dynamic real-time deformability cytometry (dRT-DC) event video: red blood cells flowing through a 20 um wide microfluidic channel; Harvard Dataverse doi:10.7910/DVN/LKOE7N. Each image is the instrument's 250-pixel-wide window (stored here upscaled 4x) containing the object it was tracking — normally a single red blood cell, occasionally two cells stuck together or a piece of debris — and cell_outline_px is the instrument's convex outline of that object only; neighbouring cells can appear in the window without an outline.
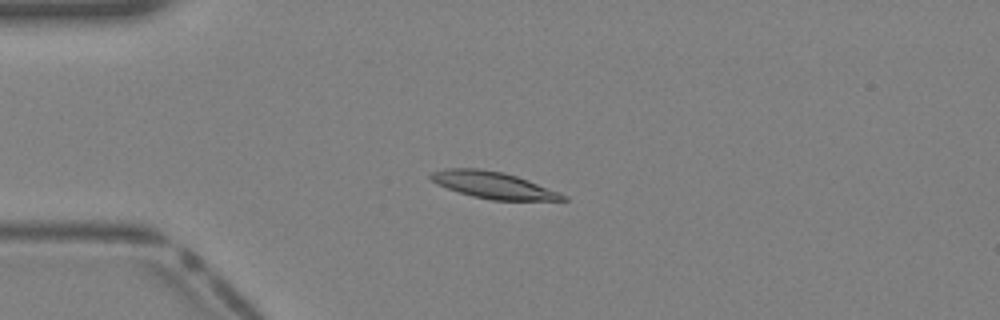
{"species": "Egyptian fruit bat (a non-hibernating species)", "species_latin": "Rousettus aegyptiacus", "temperature_condition": "warm", "stored_images_in_passage": 41, "camera_frame_rate_fps": 3000, "um_per_image_px": 0.085, "animal": {"sex": "female"}, "frame": {"image": 1, "passage_image": 11, "time_ms": 3.333, "image_size_px": [1000, 320], "cell_outline_px": [[568, 200], [492, 200], [472, 196], [436, 184], [428, 176], [432, 172], [444, 168], [480, 168], [504, 172], [528, 180], [560, 192], [568, 196]], "centroid_in_image_um": [41.93, 15.72], "position_along_channel_um": 43.1, "area_um2": 20.58}}
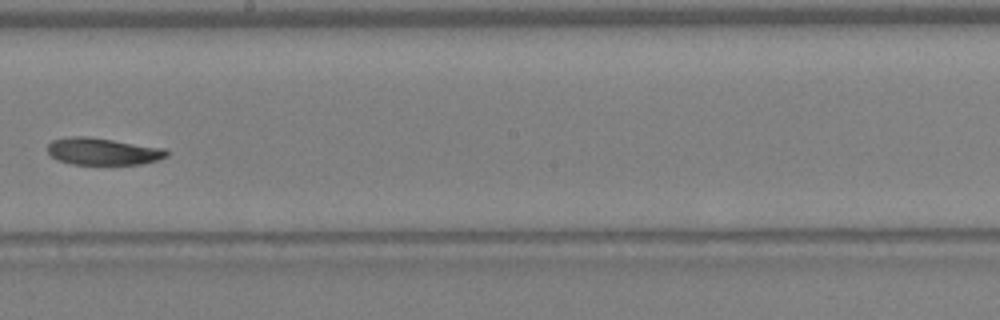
{"frame": {"image": 2, "passage_image": 24, "time_ms": 7.667, "image_size_px": [1000, 320], "cell_outline_px": [[168, 156], [156, 160], [140, 164], [72, 164], [56, 160], [48, 152], [48, 144], [52, 140], [68, 136], [88, 136], [164, 148], [168, 152]], "centroid_in_image_um": [8.71, 12.86], "position_along_channel_um": 239.5, "area_um2": 18.73}}
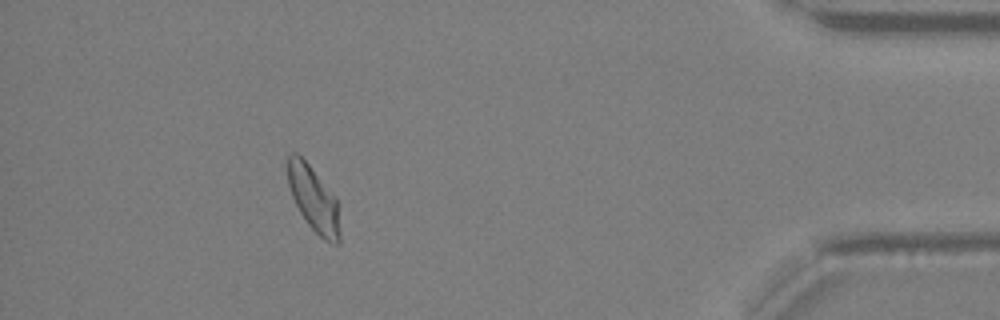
{"frame": {"image": 3, "passage_image": 37, "time_ms": 12.0, "image_size_px": [1000, 320], "cell_outline_px": [[340, 244], [332, 244], [324, 240], [308, 224], [300, 212], [292, 196], [288, 184], [288, 156], [292, 152], [296, 152], [308, 164], [336, 196], [340, 204]], "centroid_in_image_um": [26.72, 16.96], "position_along_channel_um": 408.5, "area_um2": 20.06}}